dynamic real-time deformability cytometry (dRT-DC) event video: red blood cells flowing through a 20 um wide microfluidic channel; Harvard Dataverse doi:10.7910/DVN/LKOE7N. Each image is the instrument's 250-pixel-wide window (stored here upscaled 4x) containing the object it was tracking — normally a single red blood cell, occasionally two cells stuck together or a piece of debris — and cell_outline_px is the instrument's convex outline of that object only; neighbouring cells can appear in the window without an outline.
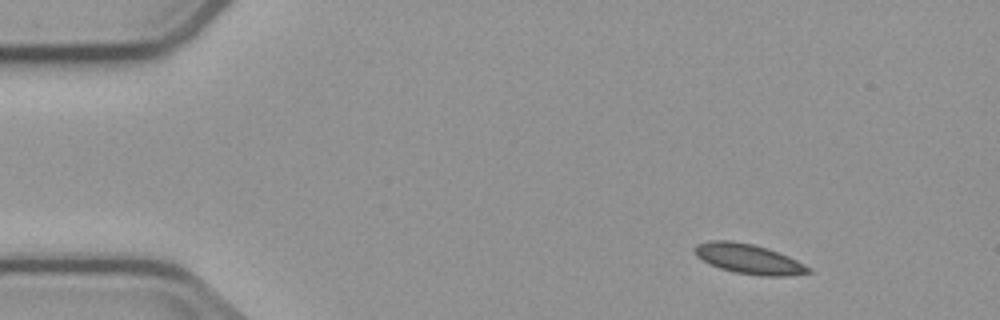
{"species": "common noctule bat (a hibernating species)", "species_latin": "Nyctalus noctula", "temperature_condition": "cold", "stored_images_in_passage": 7, "camera_frame_rate_fps": 3000, "um_per_image_px": 0.085, "animal": {"sex": "male", "body_mass_g": 23.1, "forearm_length_mm": 52.7}, "frame": {"image": 1, "passage_image": 1, "time_ms": 0.0, "image_size_px": [1000, 320], "cell_outline_px": [[812, 272], [788, 276], [760, 276], [732, 272], [720, 268], [696, 256], [692, 252], [692, 248], [696, 244], [708, 240], [732, 240], [752, 244], [768, 248], [788, 256], [812, 268]], "centroid_in_image_um": [63.62, 22.0], "position_along_channel_um": 21.4, "area_um2": 20.0}}
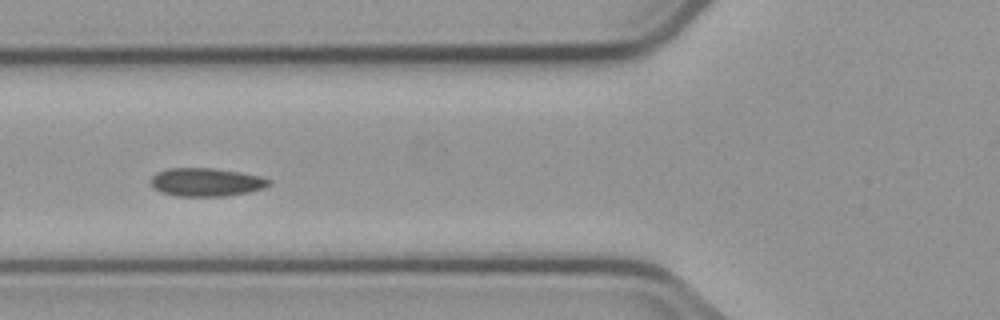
{"frame": {"image": 2, "passage_image": 5, "time_ms": 4.667, "image_size_px": [1000, 320], "cell_outline_px": [[272, 184], [264, 188], [248, 192], [228, 196], [176, 196], [160, 192], [152, 188], [148, 180], [156, 172], [168, 168], [216, 168], [240, 172], [260, 176], [272, 180]], "centroid_in_image_um": [17.5, 15.48], "position_along_channel_um": 108.3, "area_um2": 19.88}}
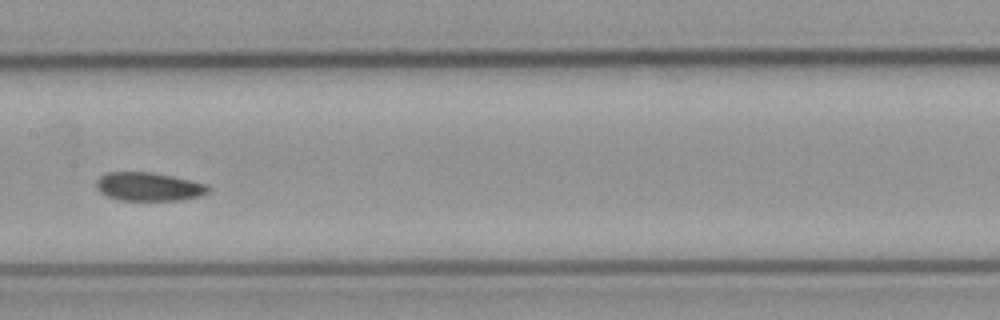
{"frame": {"image": 3, "passage_image": 7, "time_ms": 7.0, "image_size_px": [1000, 320], "cell_outline_px": [[212, 188], [208, 192], [200, 196], [180, 200], [120, 200], [108, 196], [100, 192], [96, 188], [96, 180], [100, 176], [108, 172], [152, 172], [172, 176], [208, 184]], "centroid_in_image_um": [12.66, 15.86], "position_along_channel_um": 194.7, "area_um2": 18.67}}